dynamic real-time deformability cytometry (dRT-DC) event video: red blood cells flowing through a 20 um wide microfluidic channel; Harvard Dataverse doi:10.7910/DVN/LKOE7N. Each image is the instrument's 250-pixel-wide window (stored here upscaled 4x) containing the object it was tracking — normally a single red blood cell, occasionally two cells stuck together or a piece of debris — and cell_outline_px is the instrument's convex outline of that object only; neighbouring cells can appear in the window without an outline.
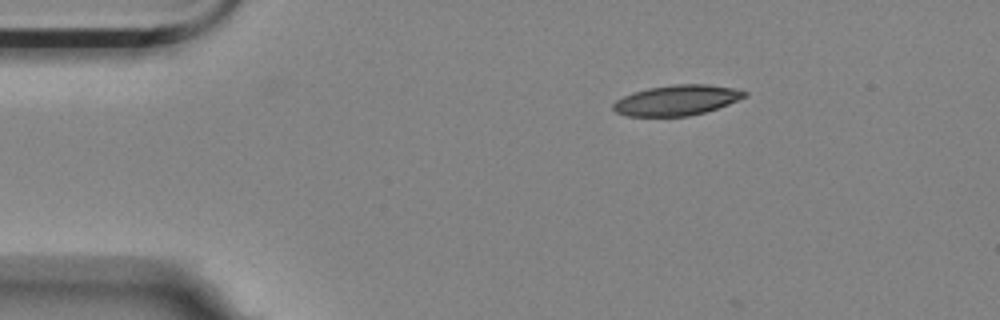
{"species": "Egyptian fruit bat (a non-hibernating species)", "species_latin": "Rousettus aegyptiacus", "temperature_condition": "room temperature", "stored_images_in_passage": 6, "camera_frame_rate_fps": 3000, "um_per_image_px": 0.085, "animal": {"sex": "female"}, "frame": {"image": 1, "passage_image": 6, "time_ms": 1.667, "image_size_px": [1000, 320], "cell_outline_px": [[748, 96], [728, 104], [704, 112], [688, 116], [628, 116], [616, 112], [612, 108], [612, 104], [616, 100], [632, 92], [648, 88], [672, 84], [708, 84], [732, 88], [748, 92]], "centroid_in_image_um": [57.51, 8.51], "position_along_channel_um": 27.5, "area_um2": 23.18}}